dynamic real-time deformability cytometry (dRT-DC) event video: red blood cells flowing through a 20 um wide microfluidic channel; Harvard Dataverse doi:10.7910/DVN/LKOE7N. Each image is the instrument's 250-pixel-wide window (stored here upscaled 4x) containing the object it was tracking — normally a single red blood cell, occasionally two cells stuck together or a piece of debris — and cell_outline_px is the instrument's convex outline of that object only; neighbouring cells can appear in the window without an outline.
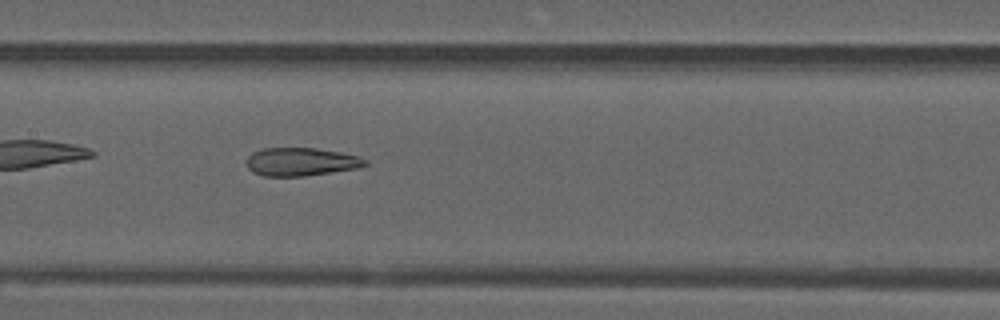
{"species": "common noctule bat (a hibernating species)", "species_latin": "Nyctalus noctula", "temperature_condition": "warm", "stored_images_in_passage": 37, "camera_frame_rate_fps": 3000, "um_per_image_px": 0.085, "animal": {"sex": "male", "forearm_length_mm": 52.5}, "frame": {"image": 1, "passage_image": 11, "time_ms": 3.333, "image_size_px": [1000, 320], "cell_outline_px": [[368, 164], [356, 168], [304, 176], [264, 176], [252, 172], [248, 168], [248, 156], [252, 152], [264, 148], [316, 148], [340, 152], [360, 156], [368, 160]], "centroid_in_image_um": [25.6, 13.74], "position_along_channel_um": 181.8, "area_um2": 19.42}, "authors_computed_cell_mechanics": {"area_um2": 20.1144, "velocity_mm_per_s": 3.9721, "shape_relaxation_time_tau1_ms": null, "shape_relaxation_time_tau2_ms": 2.1752, "deformation_change_tau1": null, "deformation_change_tau2": 0.1204}}